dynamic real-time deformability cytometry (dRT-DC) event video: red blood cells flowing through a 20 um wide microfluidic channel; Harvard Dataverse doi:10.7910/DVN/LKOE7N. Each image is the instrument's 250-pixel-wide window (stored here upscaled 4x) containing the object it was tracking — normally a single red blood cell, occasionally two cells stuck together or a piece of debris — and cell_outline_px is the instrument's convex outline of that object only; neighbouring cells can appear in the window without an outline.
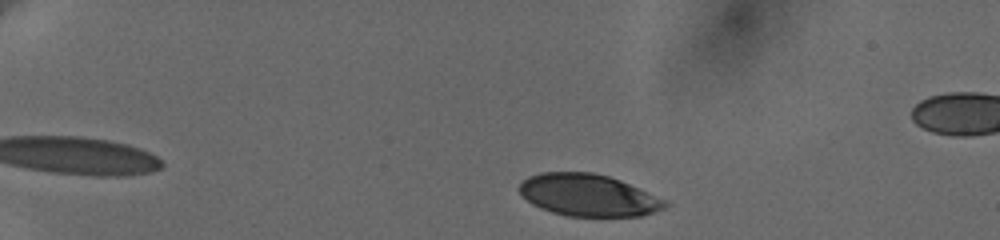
{"species": "human", "species_latin": "Homo sapiens", "temperature_condition": "cold", "stored_images_in_passage": 43, "camera_frame_rate_fps": 3000, "um_per_image_px": 0.085, "donor": {"sex": "female"}, "frame": {"image": 1, "passage_image": 3, "time_ms": 0.667, "image_size_px": [1000, 240], "cell_outline_px": [[668, 204], [664, 208], [640, 216], [568, 216], [552, 212], [540, 208], [532, 204], [516, 188], [528, 176], [540, 172], [592, 172], [608, 176], [620, 180], [668, 200]], "centroid_in_image_um": [50.0, 16.58], "position_along_channel_um": 35.0, "area_um2": 35.66}}
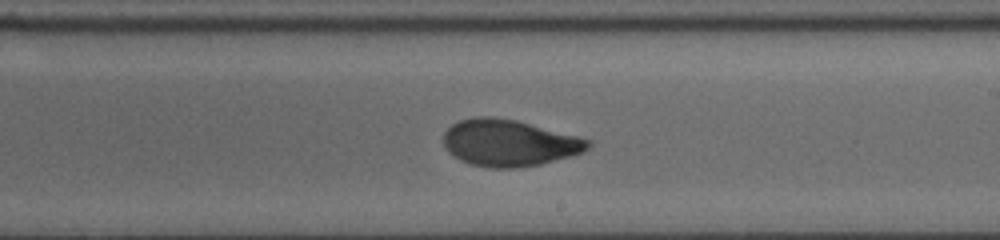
{"frame": {"image": 2, "passage_image": 28, "time_ms": 9.0, "image_size_px": [1000, 240], "cell_outline_px": [[592, 144], [584, 152], [540, 164], [516, 168], [488, 168], [472, 164], [460, 160], [452, 156], [444, 148], [444, 132], [452, 124], [460, 120], [476, 116], [492, 116], [516, 120], [592, 140]], "centroid_in_image_um": [43.25, 12.15], "position_along_channel_um": 245.8, "area_um2": 39.36}}
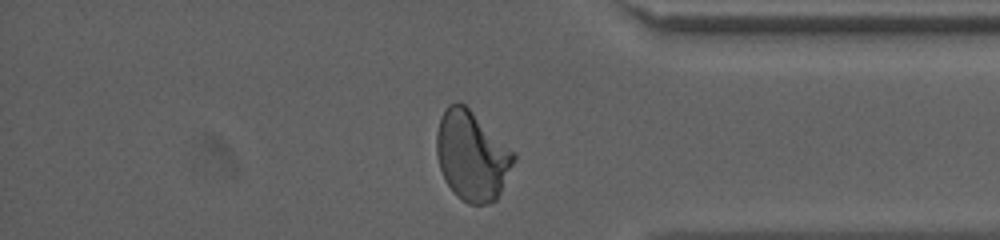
{"frame": {"image": 3, "passage_image": 41, "time_ms": 13.333, "image_size_px": [1000, 240], "cell_outline_px": [[516, 160], [496, 200], [488, 204], [468, 204], [460, 200], [456, 196], [444, 180], [440, 168], [436, 152], [436, 132], [440, 116], [448, 104], [456, 100], [464, 104], [516, 152]], "centroid_in_image_um": [40.1, 13.23], "position_along_channel_um": 395.1, "area_um2": 40.69}, "authors_computed_cell_mechanics": {"area_um2": 39.1306, "velocity_mm_per_s": 3.6355, "shape_relaxation_time_tau1_ms": 6.6339, "shape_relaxation_time_tau2_ms": 1.2988, "deformation_change_tau1": 0.2131, "deformation_change_tau2": 0.0608}}